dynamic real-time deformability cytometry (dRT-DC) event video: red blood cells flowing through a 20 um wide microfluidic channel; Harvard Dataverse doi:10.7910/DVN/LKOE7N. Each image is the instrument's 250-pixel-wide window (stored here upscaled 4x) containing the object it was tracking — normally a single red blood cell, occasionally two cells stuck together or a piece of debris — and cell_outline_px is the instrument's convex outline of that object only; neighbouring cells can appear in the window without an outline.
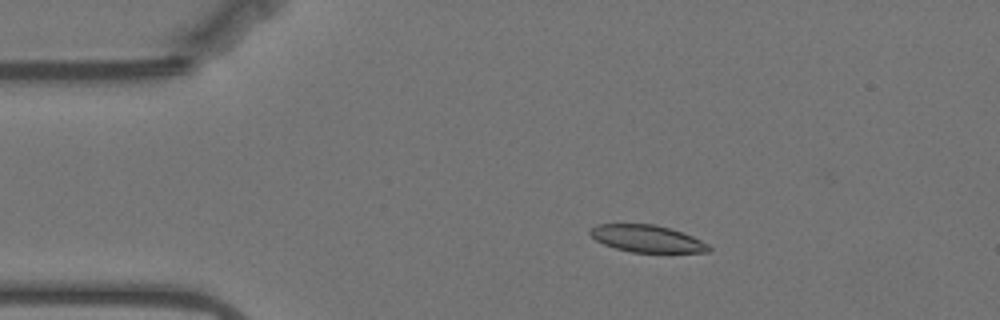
{"species": "Egyptian fruit bat (a non-hibernating species)", "species_latin": "Rousettus aegyptiacus", "temperature_condition": "warm", "stored_images_in_passage": 48, "camera_frame_rate_fps": 3000, "um_per_image_px": 0.085, "animal": {"sex": "female"}, "frame": {"image": 1, "passage_image": 1, "time_ms": 0.0, "image_size_px": [1000, 320], "cell_outline_px": [[712, 248], [708, 252], [632, 252], [616, 248], [604, 244], [596, 240], [588, 232], [596, 224], [656, 224], [692, 236], [708, 244]], "centroid_in_image_um": [54.98, 20.28], "position_along_channel_um": 30.0, "area_um2": 18.5}}
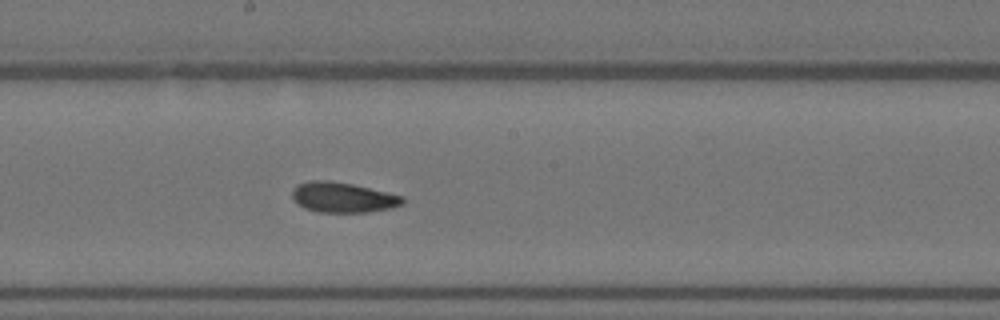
{"frame": {"image": 2, "passage_image": 21, "time_ms": 6.667, "image_size_px": [1000, 320], "cell_outline_px": [[404, 204], [392, 208], [368, 212], [320, 212], [304, 208], [292, 196], [292, 188], [296, 184], [312, 180], [328, 180], [352, 184], [404, 196]], "centroid_in_image_um": [29.16, 16.77], "position_along_channel_um": 219.0, "area_um2": 19.42}}
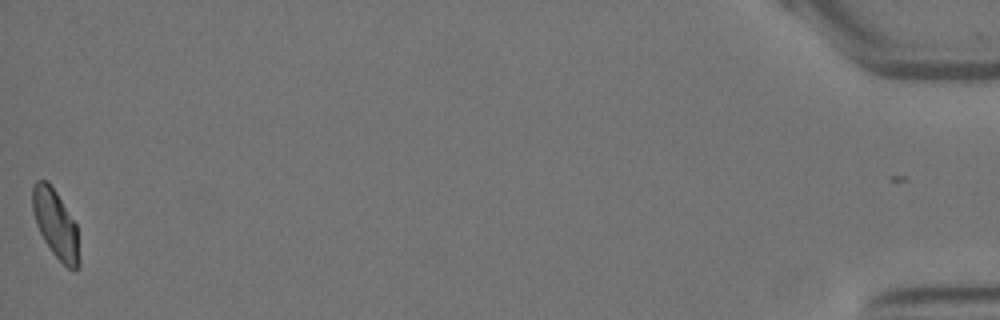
{"frame": {"image": 3, "passage_image": 48, "time_ms": 15.667, "image_size_px": [1000, 320], "cell_outline_px": [[80, 264], [76, 272], [72, 272], [52, 252], [44, 240], [36, 224], [32, 212], [32, 188], [36, 180], [48, 180], [56, 192], [76, 224], [80, 260]], "centroid_in_image_um": [4.73, 19.06], "position_along_channel_um": 430.5, "area_um2": 18.67}, "authors_computed_cell_mechanics": {"area_um2": 19.0162, "velocity_mm_per_s": 3.5037, "shape_relaxation_time_tau1_ms": null, "shape_relaxation_time_tau2_ms": 3.2866, "deformation_change_tau1": null, "deformation_change_tau2": 0.0794}}